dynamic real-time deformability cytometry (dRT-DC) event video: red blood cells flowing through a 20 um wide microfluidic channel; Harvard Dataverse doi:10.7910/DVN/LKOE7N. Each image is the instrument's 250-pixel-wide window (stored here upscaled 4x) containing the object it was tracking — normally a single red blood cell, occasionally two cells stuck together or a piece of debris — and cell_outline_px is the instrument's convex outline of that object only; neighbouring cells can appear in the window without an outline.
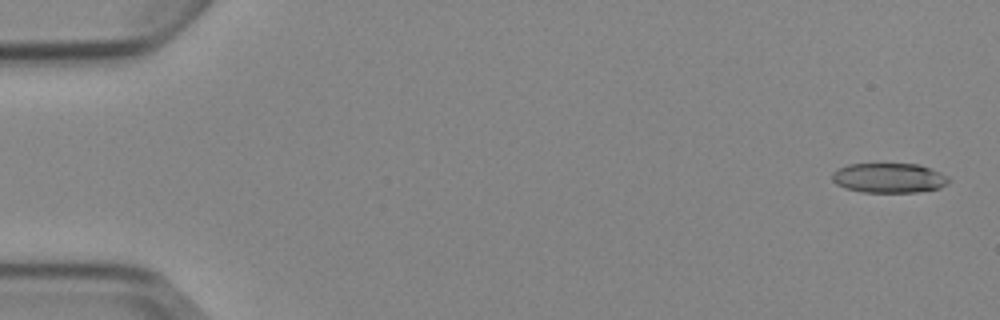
{"species": "Egyptian fruit bat (a non-hibernating species)", "species_latin": "Rousettus aegyptiacus", "temperature_condition": "cold", "stored_images_in_passage": 5, "camera_frame_rate_fps": 3000, "um_per_image_px": 0.085, "animal": {"sex": "female"}, "frame": {"image": 1, "passage_image": 1, "time_ms": 0.0, "image_size_px": [1000, 320], "cell_outline_px": [[952, 180], [948, 184], [940, 188], [916, 192], [864, 192], [844, 188], [836, 184], [832, 180], [832, 172], [836, 168], [848, 164], [920, 164], [932, 168], [948, 176]], "centroid_in_image_um": [75.58, 15.12], "position_along_channel_um": 9.4, "area_um2": 20.52}}
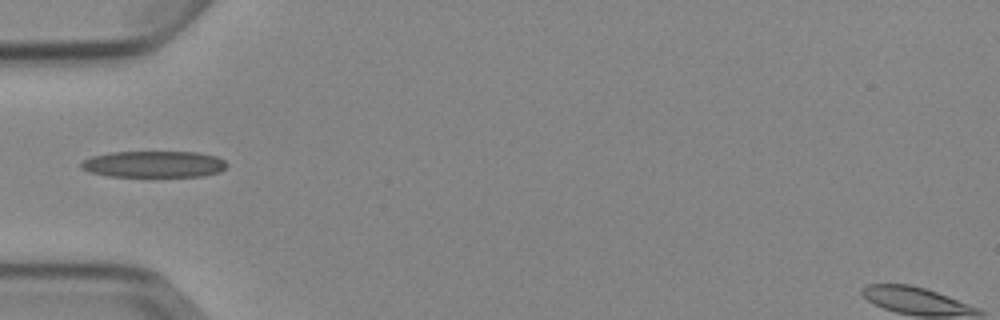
{"frame": {"image": 2, "passage_image": 5, "time_ms": 5.333, "image_size_px": [1000, 320], "cell_outline_px": [[228, 164], [220, 172], [204, 176], [108, 176], [92, 172], [80, 168], [80, 164], [84, 160], [92, 156], [108, 152], [196, 152], [216, 156], [224, 160]], "centroid_in_image_um": [13.09, 13.95], "position_along_channel_um": 71.9, "area_um2": 22.43}}